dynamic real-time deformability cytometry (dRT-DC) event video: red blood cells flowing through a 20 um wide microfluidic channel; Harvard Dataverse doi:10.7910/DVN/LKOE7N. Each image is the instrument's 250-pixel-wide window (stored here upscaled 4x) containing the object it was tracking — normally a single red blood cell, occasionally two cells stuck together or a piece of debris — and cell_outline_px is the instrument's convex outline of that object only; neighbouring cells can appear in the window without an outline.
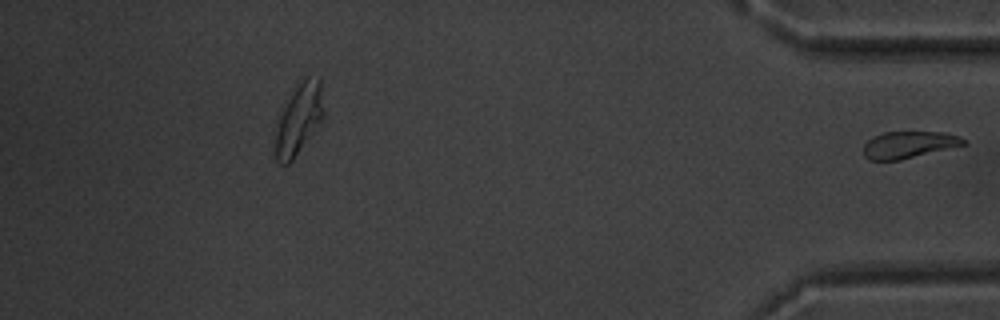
{"species": "common noctule bat (a hibernating species)", "species_latin": "Nyctalus noctula", "temperature_condition": "warm", "stored_images_in_passage": 37, "segment_of_instrument_passage": [2, 2], "camera_frame_rate_fps": 3000, "um_per_image_px": 0.085, "animal": {"sex": "male", "body_mass_g": 20.1, "forearm_length_mm": 53.5}, "frame": {"image": 1, "passage_image": 37, "time_ms": 12.0, "image_size_px": [1000, 320], "cell_outline_px": [[968, 144], [900, 160], [868, 160], [864, 156], [864, 144], [872, 136], [884, 132], [944, 132], [960, 136], [968, 140]], "centroid_in_image_um": [77.28, 12.3], "position_along_channel_um": 357.9, "area_um2": 15.84}}